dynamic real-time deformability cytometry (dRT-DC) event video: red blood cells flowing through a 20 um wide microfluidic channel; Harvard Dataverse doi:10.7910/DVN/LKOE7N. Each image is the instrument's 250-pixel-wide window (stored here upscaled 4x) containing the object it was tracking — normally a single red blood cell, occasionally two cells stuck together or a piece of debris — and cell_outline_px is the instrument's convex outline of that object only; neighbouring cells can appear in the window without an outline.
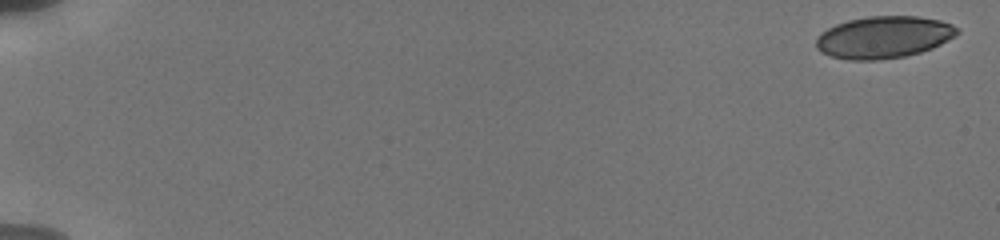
{"species": "human", "species_latin": "Homo sapiens", "temperature_condition": "cold", "stored_images_in_passage": 6, "camera_frame_rate_fps": 3000, "um_per_image_px": 0.085, "donor": {"sex": "male"}, "frame": {"image": 1, "passage_image": 1, "time_ms": 0.0, "image_size_px": [1000, 240], "cell_outline_px": [[960, 32], [948, 40], [932, 48], [920, 52], [904, 56], [876, 60], [852, 60], [832, 56], [820, 52], [816, 48], [816, 36], [820, 32], [836, 24], [848, 20], [868, 16], [916, 16], [940, 20], [952, 24], [960, 28]], "centroid_in_image_um": [75.11, 3.15], "position_along_channel_um": 9.9, "area_um2": 34.62}}
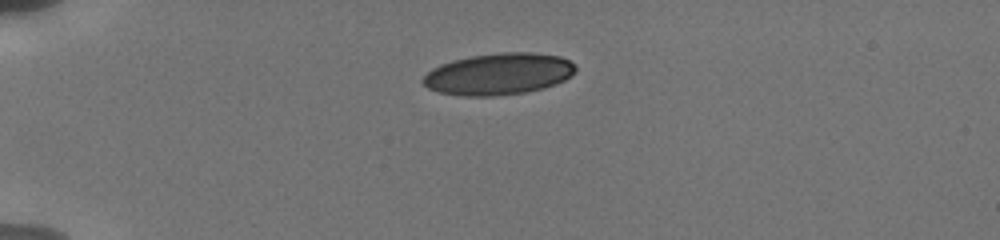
{"frame": {"image": 2, "passage_image": 5, "time_ms": 4.667, "image_size_px": [1000, 240], "cell_outline_px": [[576, 72], [572, 76], [556, 84], [524, 92], [492, 96], [464, 96], [436, 92], [428, 88], [420, 80], [432, 68], [440, 64], [452, 60], [472, 56], [500, 52], [532, 52], [560, 56], [568, 60], [576, 68]], "centroid_in_image_um": [42.36, 6.28], "position_along_channel_um": 42.6, "area_um2": 37.05}}